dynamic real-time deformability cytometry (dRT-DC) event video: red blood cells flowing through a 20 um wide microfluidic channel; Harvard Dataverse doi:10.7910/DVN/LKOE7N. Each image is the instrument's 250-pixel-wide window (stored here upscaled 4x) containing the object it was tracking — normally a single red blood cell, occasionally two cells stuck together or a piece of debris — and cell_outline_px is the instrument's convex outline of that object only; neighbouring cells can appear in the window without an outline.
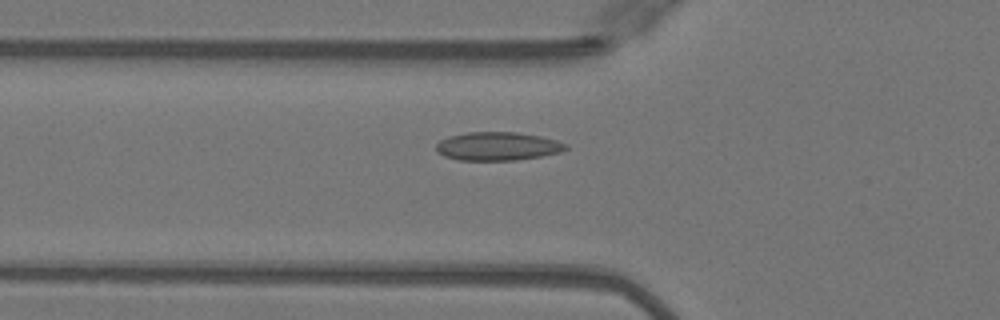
{"species": "Egyptian fruit bat (a non-hibernating species)", "species_latin": "Rousettus aegyptiacus", "temperature_condition": "warm", "stored_images_in_passage": 37, "camera_frame_rate_fps": 3000, "um_per_image_px": 0.085, "animal": {"sex": "female"}, "frame": {"image": 1, "passage_image": 5, "time_ms": 1.333, "image_size_px": [1000, 320], "cell_outline_px": [[568, 148], [560, 152], [540, 156], [516, 160], [460, 160], [444, 156], [436, 148], [436, 144], [440, 140], [448, 136], [468, 132], [516, 132], [540, 136], [556, 140], [568, 144]], "centroid_in_image_um": [42.31, 12.42], "position_along_channel_um": 83.5, "area_um2": 21.39}}
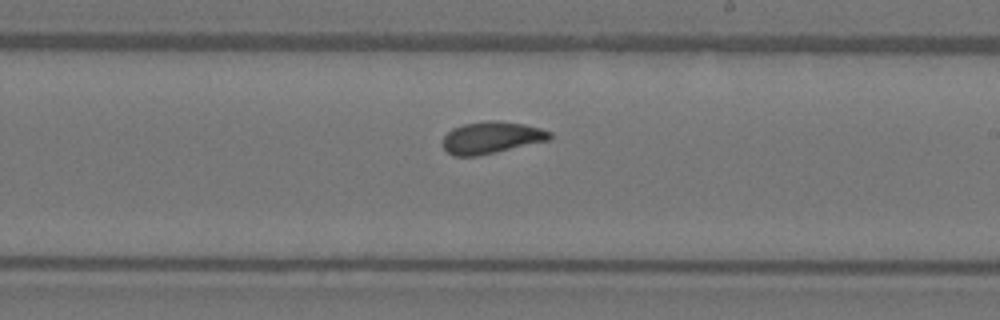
{"frame": {"image": 2, "passage_image": 17, "time_ms": 5.333, "image_size_px": [1000, 320], "cell_outline_px": [[552, 140], [496, 152], [476, 156], [452, 156], [444, 148], [444, 136], [452, 128], [464, 124], [492, 120], [496, 120], [524, 124], [540, 128], [552, 132]], "centroid_in_image_um": [41.82, 11.7], "position_along_channel_um": 247.2, "area_um2": 19.94}}
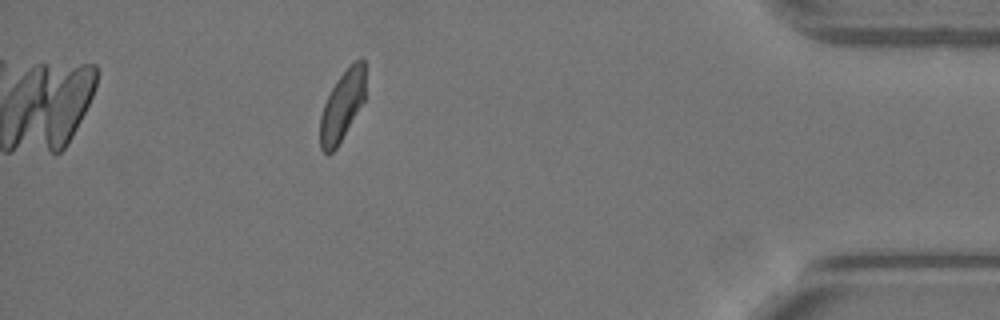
{"frame": {"image": 3, "passage_image": 32, "time_ms": 10.333, "image_size_px": [1000, 320], "cell_outline_px": [[364, 100], [336, 148], [328, 156], [320, 148], [320, 116], [324, 104], [336, 80], [360, 56], [364, 60]], "centroid_in_image_um": [29.06, 9.02], "position_along_channel_um": 406.1, "area_um2": 18.03}, "authors_computed_cell_mechanics": {"area_um2": 19.4786, "velocity_mm_per_s": 4.0752, "shape_relaxation_time_tau1_ms": 5.908, "shape_relaxation_time_tau2_ms": 1.3219, "deformation_change_tau1": 0.1359, "deformation_change_tau2": 0.0487}}